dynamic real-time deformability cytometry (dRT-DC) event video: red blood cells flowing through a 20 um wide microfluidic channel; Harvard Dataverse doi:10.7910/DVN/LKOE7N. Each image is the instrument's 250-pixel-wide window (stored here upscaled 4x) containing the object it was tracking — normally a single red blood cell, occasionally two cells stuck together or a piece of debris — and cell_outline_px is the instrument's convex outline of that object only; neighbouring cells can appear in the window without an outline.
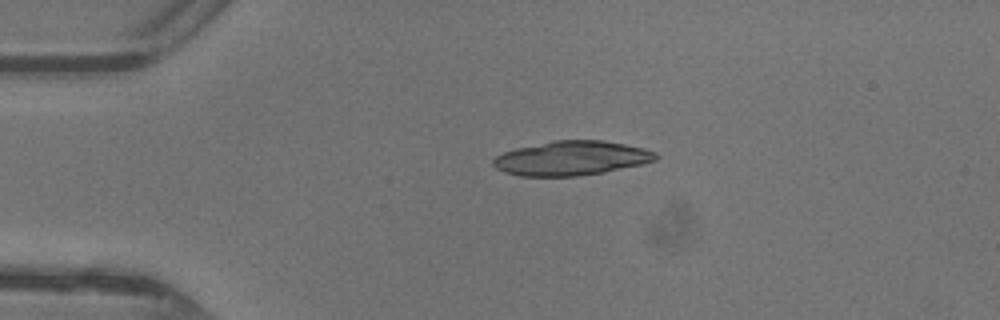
{"species": "common noctule bat (a hibernating species)", "species_latin": "Nyctalus noctula", "temperature_condition": "warm", "stored_images_in_passage": 32, "camera_frame_rate_fps": 3000, "um_per_image_px": 0.085, "animal": {"sex": "female"}, "frame": {"image": 1, "passage_image": 1, "time_ms": 0.0, "image_size_px": [1000, 320], "cell_outline_px": [[660, 156], [656, 160], [640, 164], [604, 172], [576, 176], [520, 176], [504, 172], [496, 168], [492, 164], [492, 160], [496, 156], [504, 152], [516, 148], [556, 140], [600, 140], [624, 144], [644, 148], [656, 152]], "centroid_in_image_um": [48.56, 13.45], "position_along_channel_um": 36.4, "area_um2": 32.37}}